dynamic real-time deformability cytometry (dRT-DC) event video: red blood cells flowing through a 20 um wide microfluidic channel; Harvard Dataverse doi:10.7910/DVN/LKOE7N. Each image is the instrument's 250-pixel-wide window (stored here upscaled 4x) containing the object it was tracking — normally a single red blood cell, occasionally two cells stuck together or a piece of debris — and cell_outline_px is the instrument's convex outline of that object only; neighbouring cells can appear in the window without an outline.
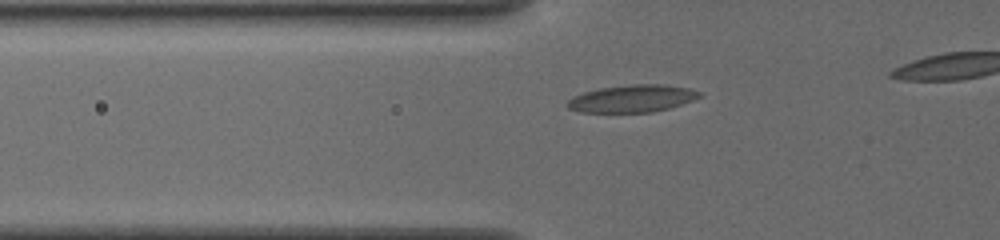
{"species": "common noctule bat (a hibernating species)", "species_latin": "Nyctalus noctula", "temperature_condition": "cold", "stored_images_in_passage": 40, "camera_frame_rate_fps": 3000, "um_per_image_px": 0.085, "animal": {"sex": "female", "body_mass_g": 19.5, "forearm_length_mm": 54.1}, "frame": {"image": 1, "passage_image": 11, "time_ms": 3.333, "image_size_px": [1000, 240], "cell_outline_px": [[700, 96], [692, 100], [668, 108], [652, 112], [580, 112], [568, 108], [564, 104], [572, 96], [584, 92], [600, 88], [632, 84], [664, 84], [688, 88], [700, 92]], "centroid_in_image_um": [53.68, 8.37], "position_along_channel_um": 72.1, "area_um2": 20.92}}
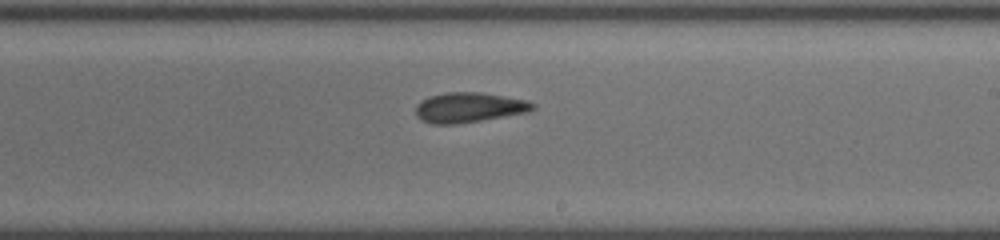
{"frame": {"image": 2, "passage_image": 25, "time_ms": 8.0, "image_size_px": [1000, 240], "cell_outline_px": [[536, 108], [528, 112], [456, 124], [432, 124], [420, 120], [416, 116], [416, 104], [420, 100], [428, 96], [444, 92], [480, 92], [528, 100], [536, 104]], "centroid_in_image_um": [39.84, 9.12], "position_along_channel_um": 249.2, "area_um2": 20.63}}
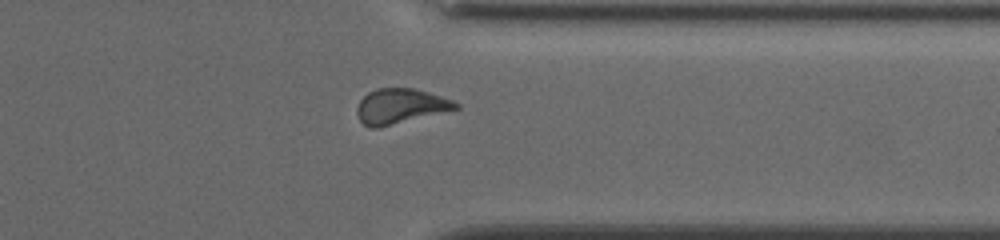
{"frame": {"image": 3, "passage_image": 35, "time_ms": 11.333, "image_size_px": [1000, 240], "cell_outline_px": [[460, 108], [376, 128], [368, 128], [360, 120], [356, 112], [356, 108], [360, 100], [368, 92], [376, 88], [412, 88], [428, 92], [452, 100], [460, 104]], "centroid_in_image_um": [34.0, 9.02], "position_along_channel_um": 377.4, "area_um2": 19.94}}